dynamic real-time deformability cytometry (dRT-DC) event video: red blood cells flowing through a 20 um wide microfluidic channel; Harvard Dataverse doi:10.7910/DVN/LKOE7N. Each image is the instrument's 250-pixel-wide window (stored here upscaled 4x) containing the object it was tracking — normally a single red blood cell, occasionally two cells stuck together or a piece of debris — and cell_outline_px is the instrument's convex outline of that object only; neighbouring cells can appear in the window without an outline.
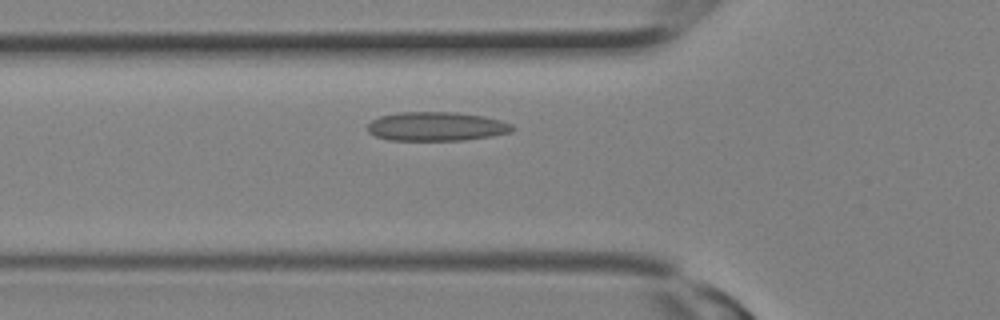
{"species": "Egyptian fruit bat (a non-hibernating species)", "species_latin": "Rousettus aegyptiacus", "temperature_condition": "room temperature", "stored_images_in_passage": 8, "camera_frame_rate_fps": 3000, "um_per_image_px": 0.085, "animal": {"sex": "female"}, "frame": {"image": 1, "passage_image": 6, "time_ms": 1.667, "image_size_px": [1000, 320], "cell_outline_px": [[516, 128], [512, 132], [492, 136], [464, 140], [388, 140], [376, 136], [368, 132], [368, 124], [372, 120], [380, 116], [396, 112], [456, 112], [484, 116], [500, 120], [512, 124]], "centroid_in_image_um": [37.12, 10.74], "position_along_channel_um": 88.7, "area_um2": 24.62}}
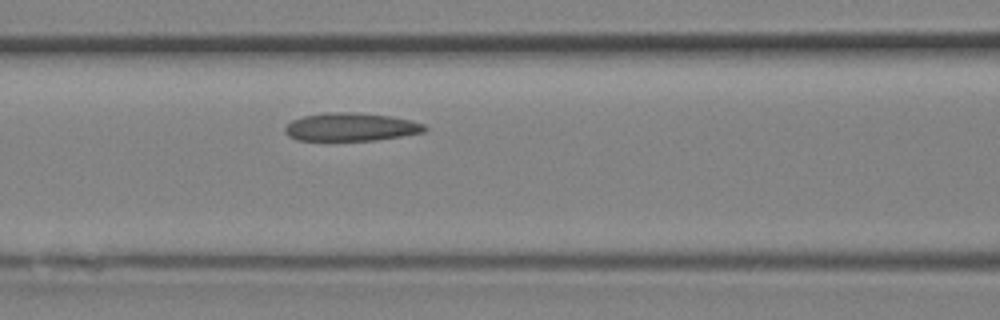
{"frame": {"image": 2, "passage_image": 8, "time_ms": 2.333, "image_size_px": [1000, 320], "cell_outline_px": [[428, 128], [424, 132], [376, 140], [296, 140], [288, 136], [284, 132], [284, 128], [292, 120], [304, 116], [324, 112], [352, 112], [388, 116], [412, 120], [424, 124]], "centroid_in_image_um": [29.81, 10.79], "position_along_channel_um": 136.8, "area_um2": 22.83}}